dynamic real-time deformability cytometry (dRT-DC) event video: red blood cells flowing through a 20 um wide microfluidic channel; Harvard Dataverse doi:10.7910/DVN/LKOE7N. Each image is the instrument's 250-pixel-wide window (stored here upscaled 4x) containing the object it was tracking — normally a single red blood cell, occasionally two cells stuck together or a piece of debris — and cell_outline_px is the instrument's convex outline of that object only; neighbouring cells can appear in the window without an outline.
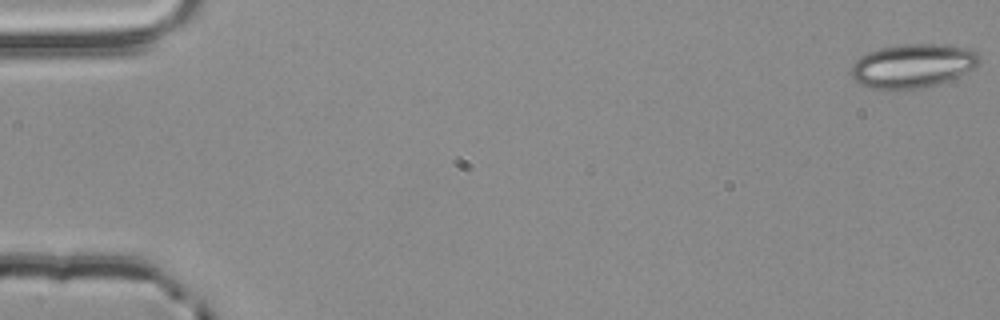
{"species": "common noctule bat (a hibernating species)", "species_latin": "Nyctalus noctula", "temperature_condition": "room temperature", "stored_images_in_passage": 4, "camera_frame_rate_fps": 3000, "um_per_image_px": 0.085, "animal": {"sex": "male", "body_mass_g": 20.4}, "frame": {"image": 1, "passage_image": 1, "time_ms": 0.0, "image_size_px": [1000, 320], "cell_outline_px": [[980, 64], [960, 76], [924, 88], [904, 92], [888, 92], [872, 88], [860, 84], [852, 76], [852, 64], [860, 56], [868, 52], [880, 48], [896, 44], [944, 44], [972, 48], [980, 56]], "centroid_in_image_um": [77.59, 5.62], "position_along_channel_um": 7.4, "area_um2": 33.76}}